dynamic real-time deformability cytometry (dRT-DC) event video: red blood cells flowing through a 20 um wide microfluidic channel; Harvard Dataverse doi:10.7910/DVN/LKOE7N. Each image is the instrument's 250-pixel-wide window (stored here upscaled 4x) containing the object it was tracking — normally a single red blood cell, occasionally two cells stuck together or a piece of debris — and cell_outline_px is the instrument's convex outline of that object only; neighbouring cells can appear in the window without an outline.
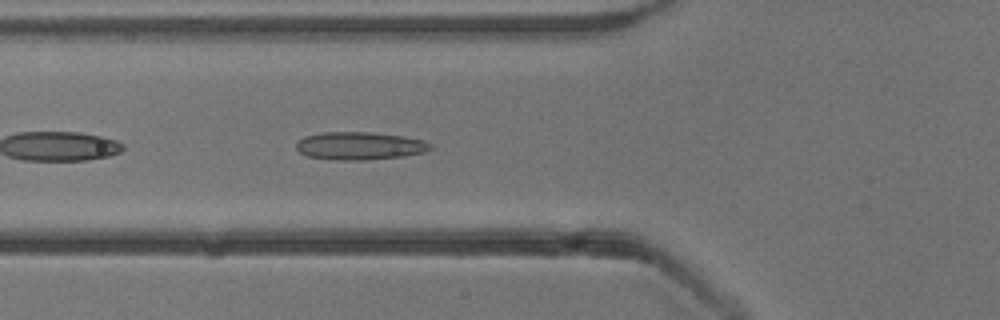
{"species": "common noctule bat (a hibernating species)", "species_latin": "Nyctalus noctula", "temperature_condition": "cold", "stored_images_in_passage": 38, "camera_frame_rate_fps": 3000, "um_per_image_px": 0.085, "animal": {"sex": "male", "body_mass_g": 13.3}, "frame": {"image": 1, "passage_image": 4, "time_ms": 1.0, "image_size_px": [1000, 320], "cell_outline_px": [[432, 148], [424, 152], [404, 156], [368, 160], [336, 160], [308, 156], [300, 152], [296, 148], [296, 144], [304, 136], [324, 132], [372, 132], [404, 136], [424, 140], [432, 144]], "centroid_in_image_um": [30.6, 12.39], "position_along_channel_um": 95.2, "area_um2": 21.85}}
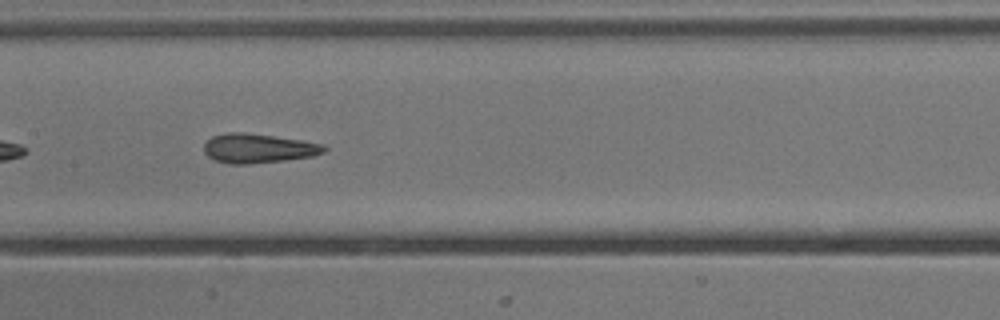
{"frame": {"image": 2, "passage_image": 11, "time_ms": 3.333, "image_size_px": [1000, 320], "cell_outline_px": [[328, 148], [324, 152], [312, 156], [284, 160], [248, 164], [232, 164], [216, 160], [208, 156], [204, 152], [204, 144], [212, 136], [224, 132], [244, 132], [300, 140], [324, 144]], "centroid_in_image_um": [21.94, 12.6], "position_along_channel_um": 185.5, "area_um2": 20.4}}
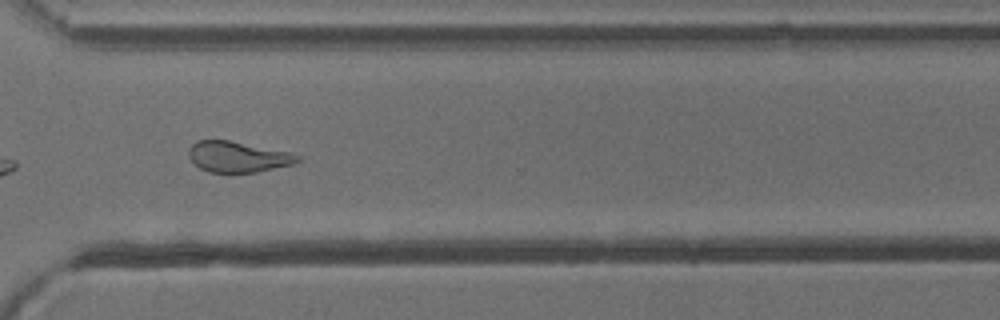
{"frame": {"image": 3, "passage_image": 24, "time_ms": 7.667, "image_size_px": [1000, 320], "cell_outline_px": [[300, 160], [292, 164], [256, 172], [228, 176], [208, 172], [200, 168], [188, 156], [188, 148], [196, 140], [228, 140], [292, 152], [300, 156]], "centroid_in_image_um": [20.19, 13.36], "position_along_channel_um": 350.4, "area_um2": 20.17}, "authors_computed_cell_mechanics": {"area_um2": 20.808, "velocity_mm_per_s": 3.8254, "shape_relaxation_time_tau1_ms": null, "shape_relaxation_time_tau2_ms": 1.6498, "deformation_change_tau1": null, "deformation_change_tau2": 0.0911}}